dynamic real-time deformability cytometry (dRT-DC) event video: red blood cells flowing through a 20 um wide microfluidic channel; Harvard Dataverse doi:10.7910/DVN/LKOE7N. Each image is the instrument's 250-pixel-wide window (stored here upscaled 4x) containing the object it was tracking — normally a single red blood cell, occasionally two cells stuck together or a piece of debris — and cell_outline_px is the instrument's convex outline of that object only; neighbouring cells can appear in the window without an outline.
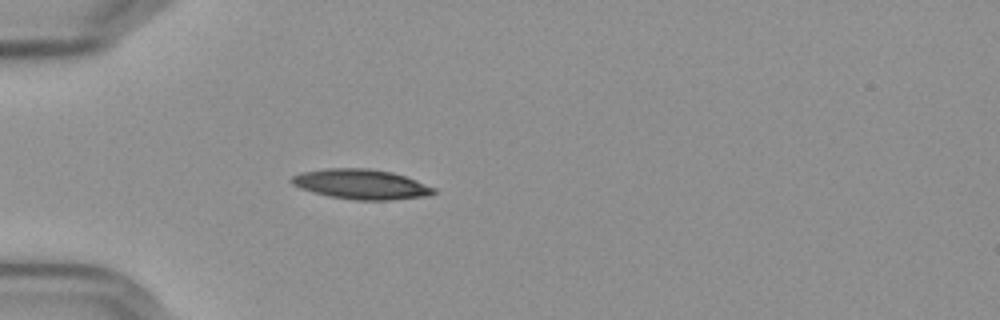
{"species": "Egyptian fruit bat (a non-hibernating species)", "species_latin": "Rousettus aegyptiacus", "temperature_condition": "cold", "stored_images_in_passage": 41, "camera_frame_rate_fps": 3000, "um_per_image_px": 0.085, "frame": {"image": 1, "passage_image": 1, "time_ms": 0.0, "image_size_px": [1000, 320], "cell_outline_px": [[436, 192], [428, 196], [388, 200], [356, 200], [332, 196], [300, 188], [292, 184], [288, 180], [292, 176], [304, 172], [324, 168], [368, 168], [392, 172], [416, 180], [436, 188]], "centroid_in_image_um": [30.72, 15.65], "position_along_channel_um": 54.3, "area_um2": 24.62}}
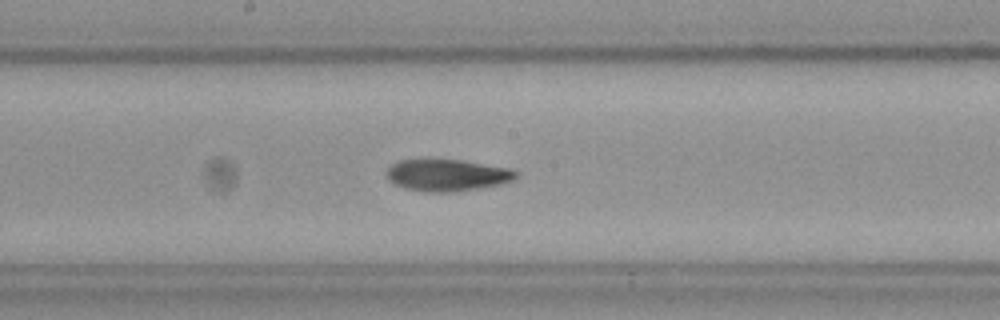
{"frame": {"image": 2, "passage_image": 15, "time_ms": 4.667, "image_size_px": [1000, 320], "cell_outline_px": [[520, 172], [512, 180], [500, 184], [480, 188], [452, 192], [424, 192], [404, 188], [388, 180], [388, 168], [392, 164], [400, 160], [460, 160], [512, 168]], "centroid_in_image_um": [38.04, 14.89], "position_along_channel_um": 210.2, "area_um2": 23.87}}
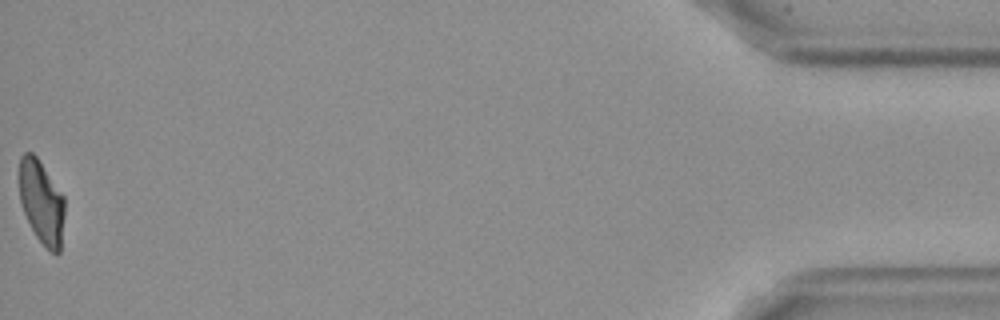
{"frame": {"image": 3, "passage_image": 41, "time_ms": 13.333, "image_size_px": [1000, 320], "cell_outline_px": [[64, 216], [60, 252], [52, 252], [36, 236], [24, 212], [20, 200], [20, 156], [24, 152], [32, 152], [36, 156], [64, 196]], "centroid_in_image_um": [3.54, 17.15], "position_along_channel_um": 431.7, "area_um2": 21.62}, "authors_computed_cell_mechanics": {"area_um2": 23.698, "velocity_mm_per_s": 3.5979, "shape_relaxation_time_tau1_ms": 7.7066, "shape_relaxation_time_tau2_ms": 6.1585, "deformation_change_tau1": 0.2057, "deformation_change_tau2": 0.0921}}